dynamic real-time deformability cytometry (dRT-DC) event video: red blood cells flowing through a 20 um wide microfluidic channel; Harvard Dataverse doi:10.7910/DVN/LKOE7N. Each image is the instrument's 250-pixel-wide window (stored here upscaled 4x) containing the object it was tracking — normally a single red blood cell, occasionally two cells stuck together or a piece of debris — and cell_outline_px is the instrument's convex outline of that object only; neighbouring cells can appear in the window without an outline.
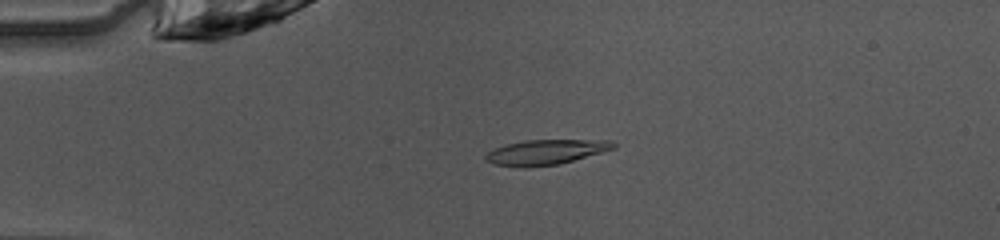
{"species": "common noctule bat (a hibernating species)", "species_latin": "Nyctalus noctula", "temperature_condition": "warm", "stored_images_in_passage": 49, "camera_frame_rate_fps": 3000, "um_per_image_px": 0.085, "animal": {"sex": "female", "body_mass_g": 10.0, "forearm_length_mm": 53.1}, "frame": {"image": 1, "passage_image": 12, "time_ms": 3.667, "image_size_px": [1000, 240], "cell_outline_px": [[616, 148], [560, 164], [524, 168], [492, 164], [484, 160], [484, 156], [488, 152], [496, 148], [508, 144], [524, 140], [612, 140], [616, 144]], "centroid_in_image_um": [46.38, 12.94], "position_along_channel_um": 38.6, "area_um2": 18.73}}
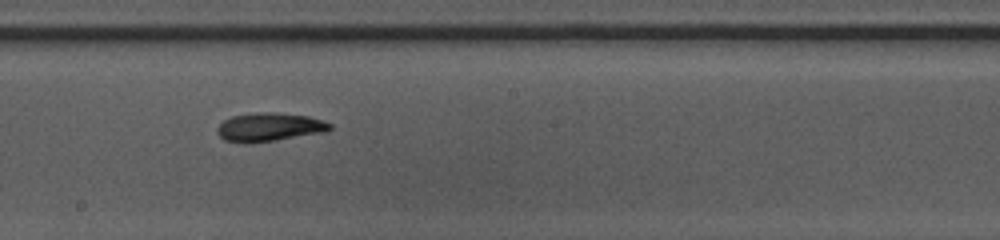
{"frame": {"image": 2, "passage_image": 28, "time_ms": 9.0, "image_size_px": [1000, 240], "cell_outline_px": [[332, 128], [328, 132], [252, 144], [244, 144], [224, 140], [216, 132], [216, 128], [224, 120], [232, 116], [256, 112], [276, 112], [308, 116], [332, 124]], "centroid_in_image_um": [22.89, 10.82], "position_along_channel_um": 225.3, "area_um2": 19.13}}
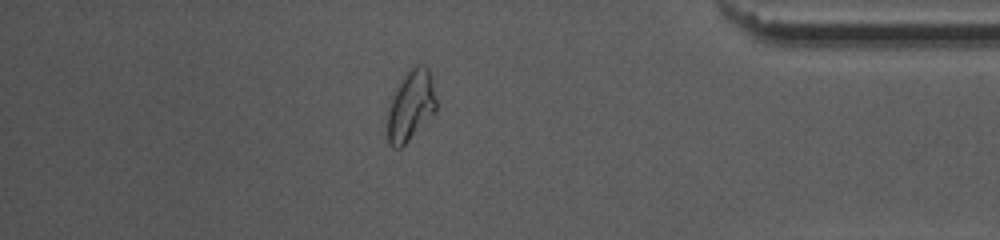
{"frame": {"image": 3, "passage_image": 43, "time_ms": 14.0, "image_size_px": [1000, 240], "cell_outline_px": [[436, 112], [400, 148], [392, 148], [388, 144], [388, 112], [392, 100], [400, 80], [416, 64], [420, 64], [428, 68], [436, 100]], "centroid_in_image_um": [34.92, 9.0], "position_along_channel_um": 400.3, "area_um2": 19.48}, "authors_computed_cell_mechanics": {"area_um2": 18.2648, "velocity_mm_per_s": 4.0612, "shape_relaxation_time_tau1_ms": 4.1459, "shape_relaxation_time_tau2_ms": 2.5637, "deformation_change_tau1": 0.1552, "deformation_change_tau2": 0.0679}}